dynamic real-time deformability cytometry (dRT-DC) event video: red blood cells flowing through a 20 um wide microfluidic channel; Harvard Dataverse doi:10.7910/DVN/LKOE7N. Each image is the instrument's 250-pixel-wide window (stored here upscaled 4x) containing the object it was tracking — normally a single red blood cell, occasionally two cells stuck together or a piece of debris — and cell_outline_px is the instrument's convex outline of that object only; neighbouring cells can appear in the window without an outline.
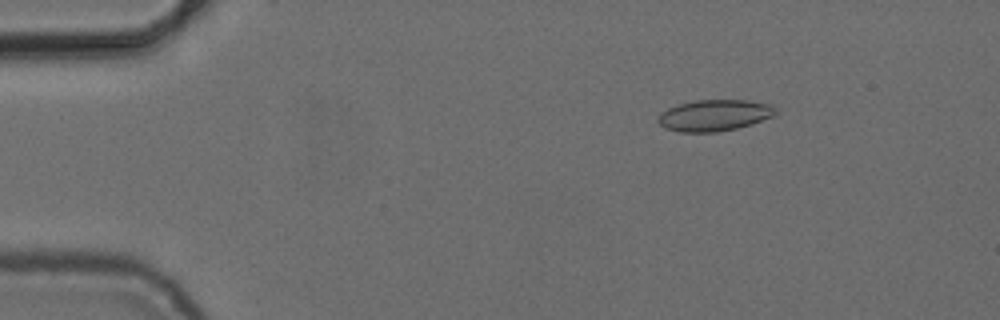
{"species": "common noctule bat (a hibernating species)", "species_latin": "Nyctalus noctula", "temperature_condition": "cold", "stored_images_in_passage": 6, "camera_frame_rate_fps": 3000, "um_per_image_px": 0.085, "animal": {"sex": "female", "body_mass_g": 24.6, "forearm_length_mm": 56.2}, "frame": {"image": 1, "passage_image": 6, "time_ms": 6.0, "image_size_px": [1000, 320], "cell_outline_px": [[776, 112], [772, 116], [752, 124], [736, 128], [716, 132], [680, 132], [664, 128], [656, 120], [660, 112], [668, 108], [680, 104], [696, 100], [748, 100], [772, 104], [776, 108]], "centroid_in_image_um": [60.71, 9.8], "position_along_channel_um": 24.3, "area_um2": 21.5}}